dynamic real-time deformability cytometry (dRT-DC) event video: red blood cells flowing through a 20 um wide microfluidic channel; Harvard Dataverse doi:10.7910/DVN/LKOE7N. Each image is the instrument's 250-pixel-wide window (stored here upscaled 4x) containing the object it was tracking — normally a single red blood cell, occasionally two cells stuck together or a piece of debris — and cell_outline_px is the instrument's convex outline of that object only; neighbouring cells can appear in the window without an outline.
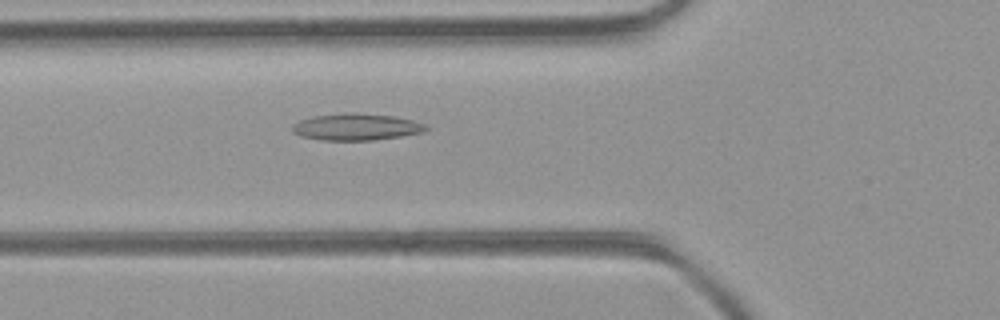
{"species": "common noctule bat (a hibernating species)", "species_latin": "Nyctalus noctula", "temperature_condition": "room temperature", "stored_images_in_passage": 47, "camera_frame_rate_fps": 3000, "um_per_image_px": 0.085, "animal": {"sex": "female", "body_mass_g": 21.9}, "frame": {"image": 1, "passage_image": 17, "time_ms": 5.333, "image_size_px": [1000, 320], "cell_outline_px": [[428, 128], [424, 132], [400, 136], [372, 140], [320, 140], [300, 136], [292, 132], [292, 124], [300, 120], [312, 116], [348, 112], [352, 112], [396, 116], [428, 124]], "centroid_in_image_um": [30.28, 10.78], "position_along_channel_um": 95.5, "area_um2": 21.04}}
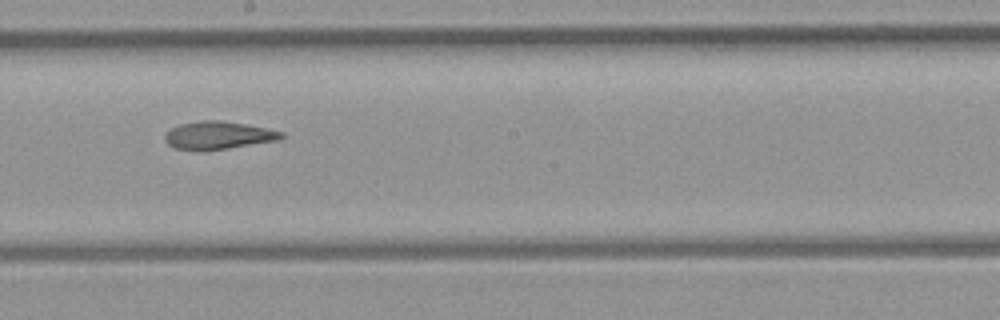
{"frame": {"image": 2, "passage_image": 26, "time_ms": 8.333, "image_size_px": [1000, 320], "cell_outline_px": [[284, 136], [280, 140], [228, 148], [176, 148], [168, 144], [164, 140], [164, 136], [172, 128], [180, 124], [200, 120], [220, 120], [244, 124], [284, 132]], "centroid_in_image_um": [18.59, 11.47], "position_along_channel_um": 229.6, "area_um2": 18.21}}
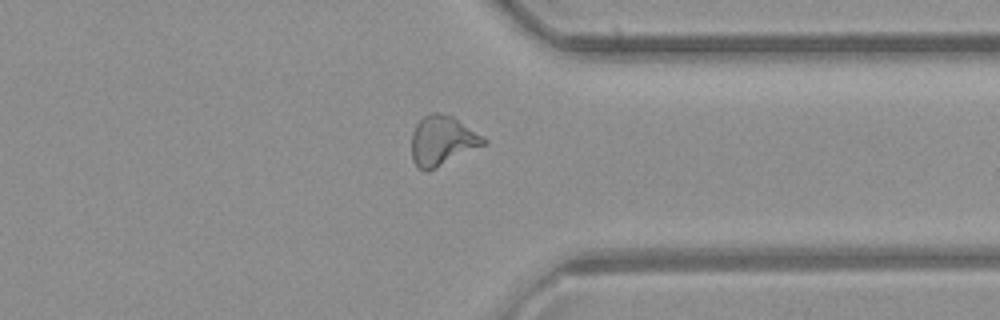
{"frame": {"image": 3, "passage_image": 36, "time_ms": 11.667, "image_size_px": [1000, 320], "cell_outline_px": [[488, 144], [428, 172], [420, 168], [412, 160], [412, 132], [416, 124], [424, 116], [432, 112], [436, 112], [452, 116], [484, 136], [488, 140]], "centroid_in_image_um": [37.63, 11.97], "position_along_channel_um": 373.8, "area_um2": 21.04}, "authors_computed_cell_mechanics": {"area_um2": 20.9814, "velocity_mm_per_s": 4.4453, "shape_relaxation_time_tau1_ms": null, "shape_relaxation_time_tau2_ms": 3.6041, "deformation_change_tau1": null, "deformation_change_tau2": 0.1269}}